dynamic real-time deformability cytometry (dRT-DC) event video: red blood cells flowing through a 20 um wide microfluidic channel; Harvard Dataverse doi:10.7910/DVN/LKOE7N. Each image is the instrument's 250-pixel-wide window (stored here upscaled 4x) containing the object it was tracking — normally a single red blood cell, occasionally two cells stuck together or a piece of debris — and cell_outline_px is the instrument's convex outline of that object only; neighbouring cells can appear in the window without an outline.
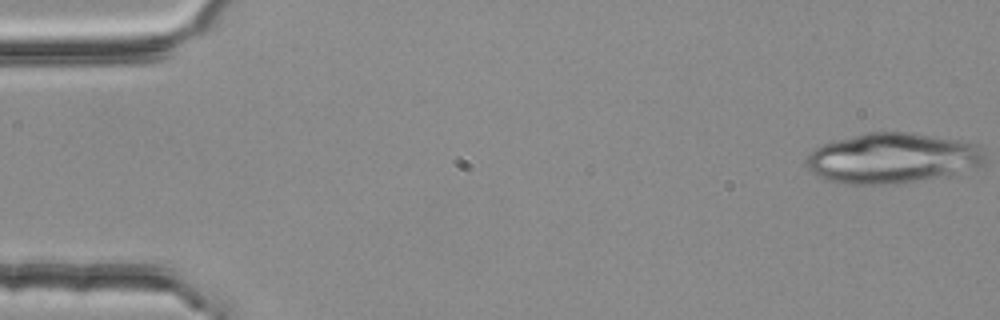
{"species": "common noctule bat (a hibernating species)", "species_latin": "Nyctalus noctula", "temperature_condition": "room temperature", "stored_images_in_passage": 5, "camera_frame_rate_fps": 3000, "um_per_image_px": 0.085, "animal": {"sex": "female", "body_mass_g": 25.1}, "frame": {"image": 1, "passage_image": 1, "time_ms": 0.0, "image_size_px": [1000, 320], "cell_outline_px": [[984, 164], [948, 176], [892, 184], [844, 184], [824, 180], [816, 176], [808, 168], [808, 156], [816, 148], [824, 144], [836, 140], [864, 132], [912, 132], [984, 144]], "centroid_in_image_um": [75.91, 13.44], "position_along_channel_um": 9.1, "area_um2": 52.77}}